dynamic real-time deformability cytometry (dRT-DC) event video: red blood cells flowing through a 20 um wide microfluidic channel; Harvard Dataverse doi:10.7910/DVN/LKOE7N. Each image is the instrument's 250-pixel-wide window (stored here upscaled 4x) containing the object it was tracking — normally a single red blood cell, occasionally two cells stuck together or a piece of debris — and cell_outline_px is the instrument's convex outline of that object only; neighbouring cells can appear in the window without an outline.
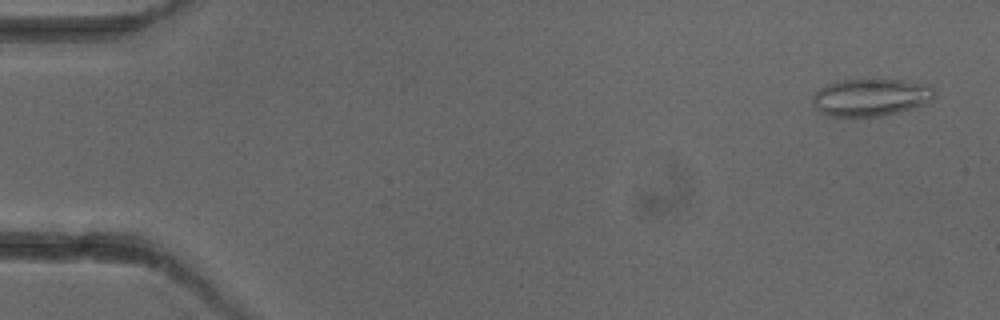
{"species": "common noctule bat (a hibernating species)", "species_latin": "Nyctalus noctula", "temperature_condition": "cold", "stored_images_in_passage": 6, "camera_frame_rate_fps": 3000, "um_per_image_px": 0.085, "animal": {"sex": "female"}, "frame": {"image": 1, "passage_image": 1, "time_ms": 0.0, "image_size_px": [1000, 320], "cell_outline_px": [[936, 96], [928, 104], [880, 116], [828, 116], [820, 112], [812, 104], [812, 96], [824, 84], [836, 80], [904, 80], [928, 84], [936, 88]], "centroid_in_image_um": [74.04, 8.26], "position_along_channel_um": 11.0, "area_um2": 26.93}}
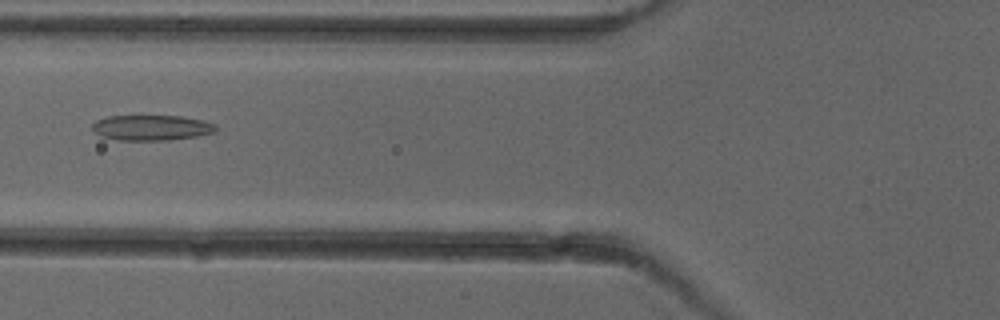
{"frame": {"image": 2, "passage_image": 6, "time_ms": 6.0, "image_size_px": [1000, 320], "cell_outline_px": [[216, 132], [196, 136], [168, 140], [120, 140], [100, 136], [92, 128], [92, 124], [96, 120], [108, 116], [180, 116], [200, 120], [216, 124]], "centroid_in_image_um": [12.86, 10.85], "position_along_channel_um": 112.9, "area_um2": 18.15}}